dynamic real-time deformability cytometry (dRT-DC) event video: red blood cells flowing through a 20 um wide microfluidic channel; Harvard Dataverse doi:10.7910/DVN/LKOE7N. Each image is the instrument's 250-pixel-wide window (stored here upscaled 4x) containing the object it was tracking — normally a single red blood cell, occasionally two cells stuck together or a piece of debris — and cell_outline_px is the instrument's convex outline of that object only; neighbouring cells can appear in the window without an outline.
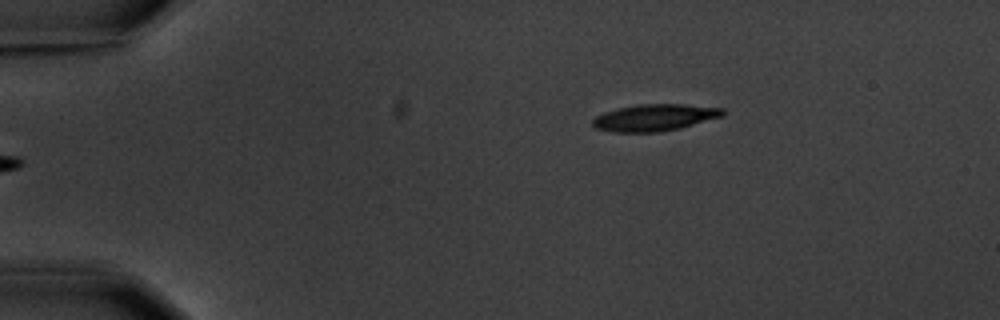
{"species": "common noctule bat (a hibernating species)", "species_latin": "Nyctalus noctula", "temperature_condition": "warm", "stored_images_in_passage": 5, "camera_frame_rate_fps": 3000, "um_per_image_px": 0.085, "animal": {"sex": "male", "body_mass_g": 20.1, "forearm_length_mm": 53.5}, "frame": {"image": 1, "passage_image": 5, "time_ms": 5.667, "image_size_px": [1000, 320], "cell_outline_px": [[724, 116], [680, 128], [660, 132], [616, 132], [596, 128], [592, 124], [592, 120], [596, 116], [604, 112], [636, 104], [684, 104], [724, 108]], "centroid_in_image_um": [55.67, 9.99], "position_along_channel_um": 29.3, "area_um2": 20.29}}